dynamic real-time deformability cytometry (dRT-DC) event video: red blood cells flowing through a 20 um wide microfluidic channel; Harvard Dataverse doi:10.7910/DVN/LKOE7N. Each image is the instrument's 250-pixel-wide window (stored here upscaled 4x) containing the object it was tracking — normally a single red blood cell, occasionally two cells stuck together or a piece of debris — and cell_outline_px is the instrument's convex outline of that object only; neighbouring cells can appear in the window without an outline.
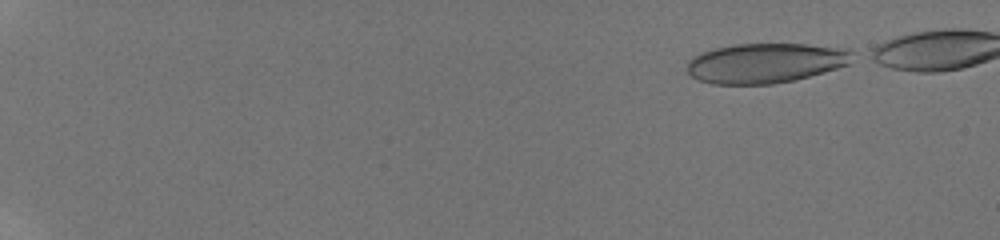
{"species": "human", "species_latin": "Homo sapiens", "temperature_condition": "room temperature", "stored_images_in_passage": 49, "camera_frame_rate_fps": 3000, "um_per_image_px": 0.085, "donor": {"sex": "male"}, "frame": {"image": 1, "passage_image": 1, "time_ms": 0.0, "image_size_px": [1000, 240], "cell_outline_px": [[856, 52], [848, 64], [824, 72], [792, 80], [772, 84], [712, 84], [696, 80], [688, 72], [688, 60], [692, 56], [700, 52], [716, 48], [736, 44], [808, 44], [848, 48]], "centroid_in_image_um": [65.07, 5.35], "position_along_channel_um": 19.9, "area_um2": 38.55}}
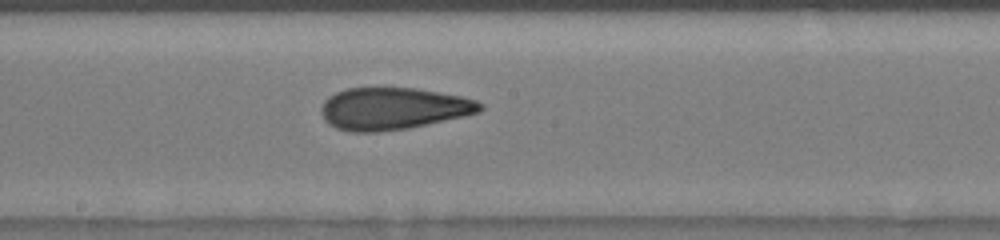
{"frame": {"image": 2, "passage_image": 29, "time_ms": 9.333, "image_size_px": [1000, 240], "cell_outline_px": [[484, 108], [480, 112], [464, 116], [408, 128], [376, 132], [352, 132], [336, 128], [328, 124], [324, 120], [320, 112], [320, 108], [324, 100], [328, 96], [336, 92], [348, 88], [416, 88], [460, 96], [476, 100], [484, 104]], "centroid_in_image_um": [33.39, 9.23], "position_along_channel_um": 214.8, "area_um2": 39.07}}
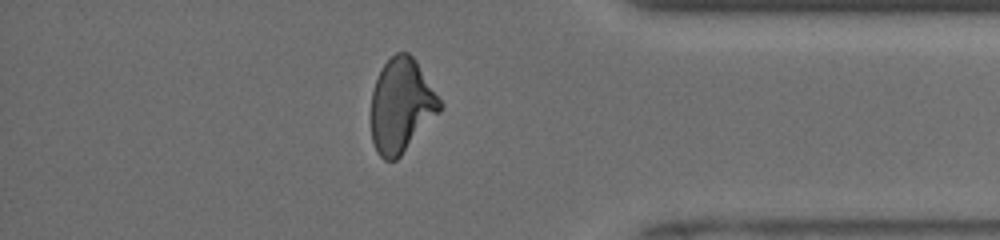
{"frame": {"image": 3, "passage_image": 44, "time_ms": 14.333, "image_size_px": [1000, 240], "cell_outline_px": [[444, 104], [440, 112], [400, 156], [396, 160], [384, 160], [376, 152], [372, 140], [372, 92], [376, 80], [384, 64], [396, 52], [408, 52], [416, 60]], "centroid_in_image_um": [34.13, 8.97], "position_along_channel_um": 401.1, "area_um2": 37.51}}